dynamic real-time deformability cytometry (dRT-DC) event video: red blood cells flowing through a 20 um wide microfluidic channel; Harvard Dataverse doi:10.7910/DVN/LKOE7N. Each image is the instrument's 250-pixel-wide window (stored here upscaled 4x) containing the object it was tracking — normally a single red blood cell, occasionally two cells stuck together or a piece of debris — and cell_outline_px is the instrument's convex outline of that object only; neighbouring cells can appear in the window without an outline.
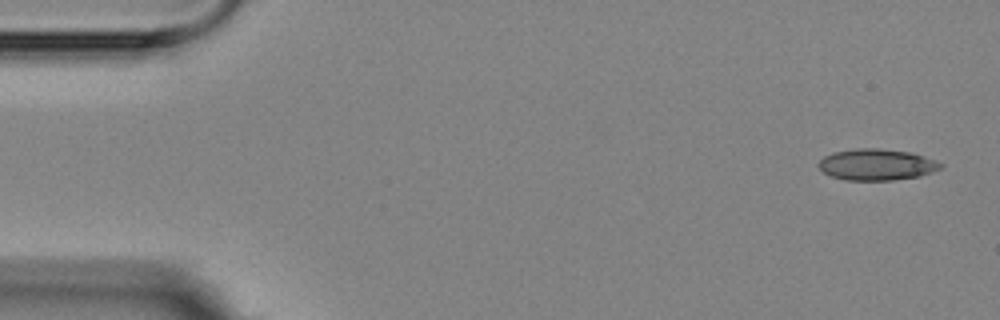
{"species": "Egyptian fruit bat (a non-hibernating species)", "species_latin": "Rousettus aegyptiacus", "temperature_condition": "room temperature", "stored_images_in_passage": 9, "camera_frame_rate_fps": 3000, "um_per_image_px": 0.085, "animal": {"sex": "female"}, "frame": {"image": 1, "passage_image": 1, "time_ms": 0.0, "image_size_px": [1000, 320], "cell_outline_px": [[944, 164], [940, 168], [932, 172], [920, 176], [892, 180], [844, 180], [832, 176], [824, 172], [816, 164], [824, 156], [832, 152], [856, 148], [880, 148], [912, 152], [936, 160]], "centroid_in_image_um": [74.52, 13.98], "position_along_channel_um": 10.5, "area_um2": 22.43}}
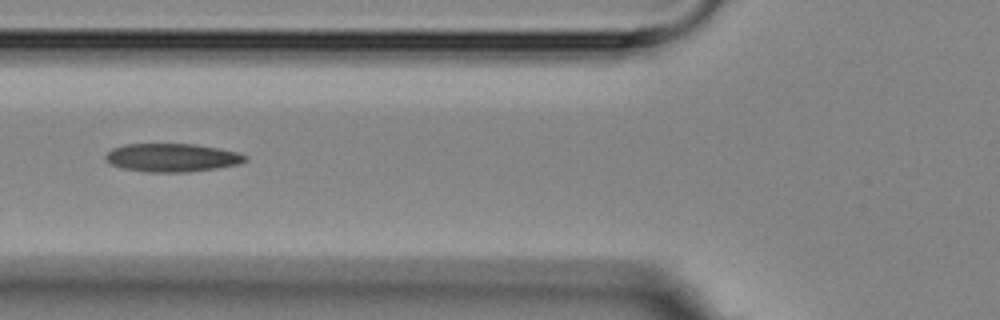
{"frame": {"image": 2, "passage_image": 6, "time_ms": 6.0, "image_size_px": [1000, 320], "cell_outline_px": [[248, 160], [236, 164], [216, 168], [188, 172], [148, 172], [120, 168], [112, 164], [104, 156], [112, 148], [124, 144], [196, 144], [220, 148], [236, 152], [248, 156]], "centroid_in_image_um": [14.62, 13.39], "position_along_channel_um": 111.2, "area_um2": 23.0}}
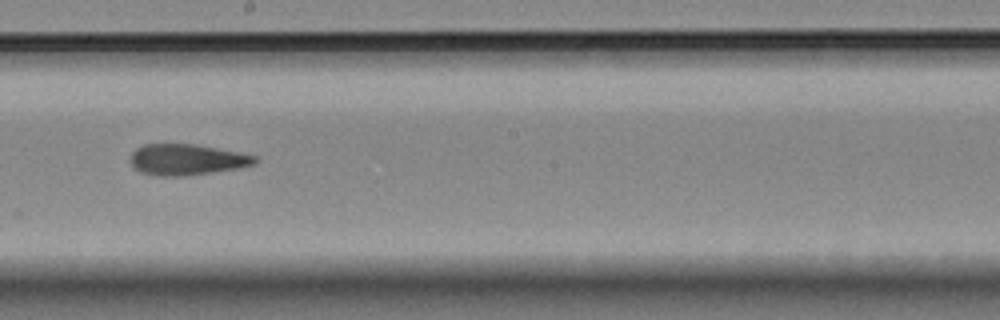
{"frame": {"image": 3, "passage_image": 9, "time_ms": 9.333, "image_size_px": [1000, 320], "cell_outline_px": [[256, 164], [236, 168], [212, 172], [184, 176], [160, 176], [140, 172], [132, 164], [132, 152], [136, 148], [144, 144], [196, 144], [240, 152], [256, 156]], "centroid_in_image_um": [15.89, 13.56], "position_along_channel_um": 232.3, "area_um2": 22.31}}